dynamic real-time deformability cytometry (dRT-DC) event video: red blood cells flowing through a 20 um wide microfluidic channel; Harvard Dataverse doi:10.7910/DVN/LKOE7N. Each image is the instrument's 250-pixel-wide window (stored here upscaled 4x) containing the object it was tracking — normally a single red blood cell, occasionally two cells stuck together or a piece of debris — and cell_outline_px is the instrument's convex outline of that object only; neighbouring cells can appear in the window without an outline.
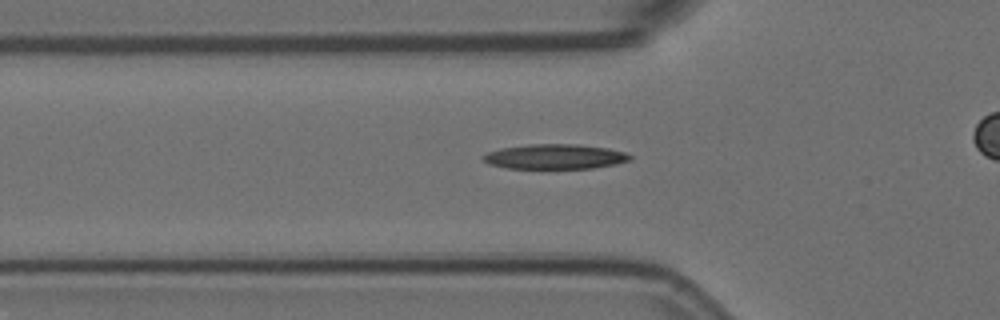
{"species": "Egyptian fruit bat (a non-hibernating species)", "species_latin": "Rousettus aegyptiacus", "temperature_condition": "room temperature", "stored_images_in_passage": 45, "camera_frame_rate_fps": 3000, "um_per_image_px": 0.085, "animal": {"sex": "female"}, "frame": {"image": 1, "passage_image": 18, "time_ms": 5.667, "image_size_px": [1000, 320], "cell_outline_px": [[632, 160], [616, 164], [592, 168], [508, 168], [488, 164], [480, 160], [480, 156], [488, 152], [500, 148], [528, 144], [576, 144], [608, 148], [628, 152], [632, 156]], "centroid_in_image_um": [47.16, 13.31], "position_along_channel_um": 78.6, "area_um2": 21.56}}
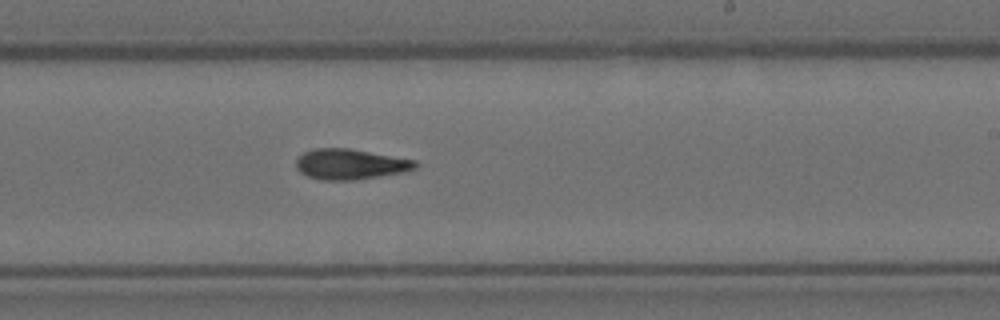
{"frame": {"image": 2, "passage_image": 33, "time_ms": 10.667, "image_size_px": [1000, 320], "cell_outline_px": [[416, 168], [404, 172], [380, 176], [352, 180], [320, 180], [308, 176], [300, 172], [296, 168], [296, 160], [304, 152], [312, 148], [348, 148], [416, 160]], "centroid_in_image_um": [29.75, 13.95], "position_along_channel_um": 259.3, "area_um2": 21.1}}
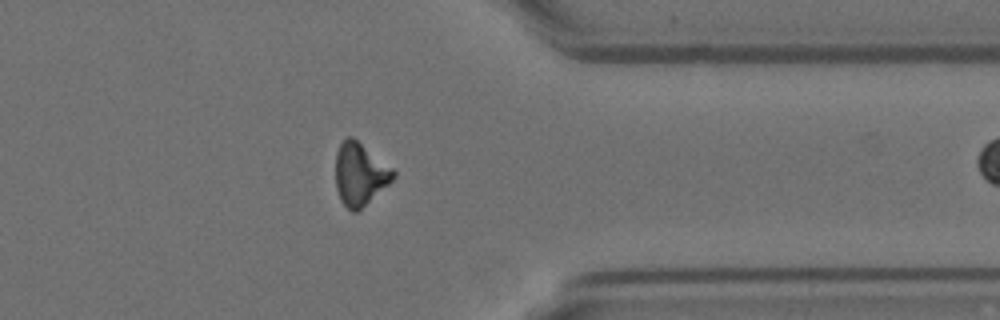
{"frame": {"image": 3, "passage_image": 44, "time_ms": 14.333, "image_size_px": [1000, 320], "cell_outline_px": [[396, 176], [388, 184], [356, 212], [352, 212], [340, 200], [336, 188], [336, 152], [340, 144], [348, 136], [352, 136], [392, 168], [396, 172]], "centroid_in_image_um": [30.57, 14.79], "position_along_channel_um": 380.8, "area_um2": 20.63}}